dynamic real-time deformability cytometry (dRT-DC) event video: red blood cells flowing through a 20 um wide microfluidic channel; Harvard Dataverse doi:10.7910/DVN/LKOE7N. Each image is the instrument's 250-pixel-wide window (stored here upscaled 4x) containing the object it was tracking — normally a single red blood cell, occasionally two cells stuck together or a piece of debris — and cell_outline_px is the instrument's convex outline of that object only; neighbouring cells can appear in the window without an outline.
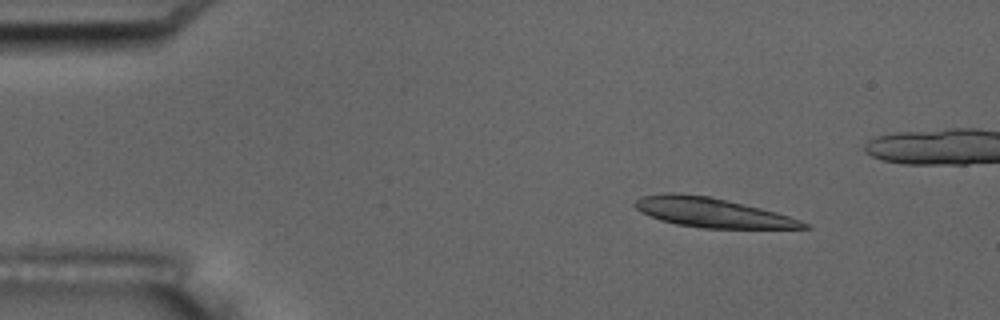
{"species": "common noctule bat (a hibernating species)", "species_latin": "Nyctalus noctula", "temperature_condition": "room temperature", "stored_images_in_passage": 9, "camera_frame_rate_fps": 3000, "um_per_image_px": 0.085, "animal": {"sex": "male", "body_mass_g": 17.5, "forearm_length_mm": 52.3}, "frame": {"image": 1, "passage_image": 3, "time_ms": 2.333, "image_size_px": [1000, 320], "cell_outline_px": [[812, 228], [704, 228], [676, 224], [660, 220], [640, 212], [632, 204], [640, 196], [660, 192], [680, 192], [708, 196], [760, 208], [776, 212], [800, 220], [808, 224]], "centroid_in_image_um": [60.44, 18.05], "position_along_channel_um": 24.6, "area_um2": 28.96}}